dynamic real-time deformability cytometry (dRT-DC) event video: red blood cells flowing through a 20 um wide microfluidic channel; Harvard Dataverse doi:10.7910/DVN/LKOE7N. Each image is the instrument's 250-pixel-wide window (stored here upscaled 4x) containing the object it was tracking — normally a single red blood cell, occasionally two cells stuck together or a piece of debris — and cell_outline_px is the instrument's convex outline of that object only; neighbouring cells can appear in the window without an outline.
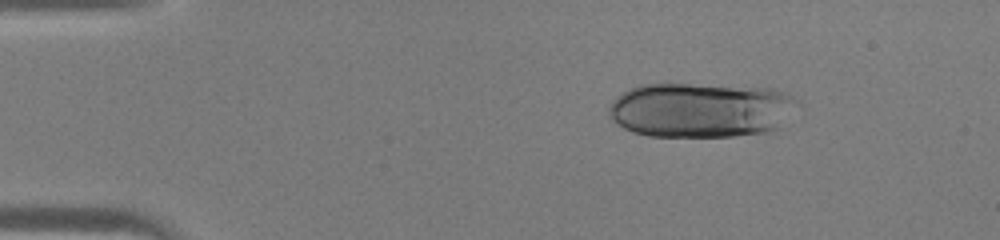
{"species": "human", "species_latin": "Homo sapiens", "temperature_condition": "warm", "stored_images_in_passage": 17, "camera_frame_rate_fps": 3000, "um_per_image_px": 0.085, "donor": {"sex": "male"}, "frame": {"image": 1, "passage_image": 7, "time_ms": 2.0, "image_size_px": [1000, 240], "cell_outline_px": [[800, 104], [776, 128], [768, 132], [736, 136], [648, 136], [632, 132], [624, 128], [612, 120], [608, 112], [608, 108], [616, 96], [640, 84], [688, 84], [772, 88], [784, 92], [800, 100]], "centroid_in_image_um": [59.57, 9.34], "position_along_channel_um": 25.4, "area_um2": 60.46}}